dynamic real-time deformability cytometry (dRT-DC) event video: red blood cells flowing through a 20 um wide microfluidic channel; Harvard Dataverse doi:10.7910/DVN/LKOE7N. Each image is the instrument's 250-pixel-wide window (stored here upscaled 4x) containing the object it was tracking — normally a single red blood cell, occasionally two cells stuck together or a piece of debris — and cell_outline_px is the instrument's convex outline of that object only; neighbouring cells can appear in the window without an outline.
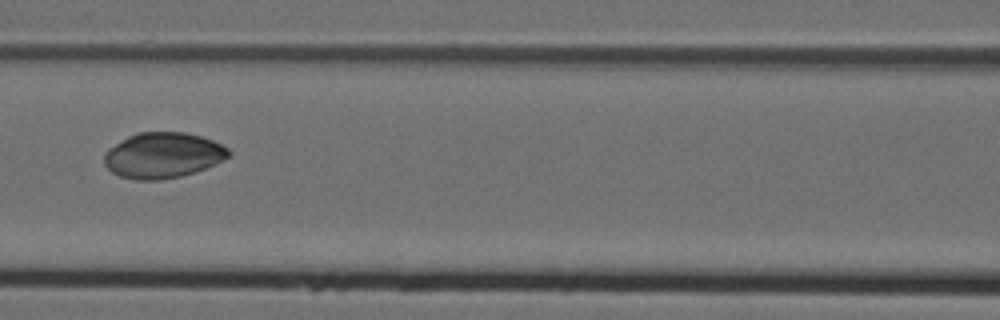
{"species": "Egyptian fruit bat (a non-hibernating species)", "species_latin": "Rousettus aegyptiacus", "temperature_condition": "cold", "stored_images_in_passage": 6, "camera_frame_rate_fps": 3000, "um_per_image_px": 0.085, "animal": {"sex": "female"}, "frame": {"image": 1, "passage_image": 6, "time_ms": 1.667, "image_size_px": [1000, 320], "cell_outline_px": [[232, 152], [228, 156], [216, 164], [180, 176], [160, 180], [136, 180], [120, 176], [112, 172], [104, 164], [104, 152], [108, 148], [128, 136], [136, 132], [184, 132], [200, 136], [212, 140], [228, 148]], "centroid_in_image_um": [13.82, 13.19], "position_along_channel_um": 152.8, "area_um2": 33.0}}